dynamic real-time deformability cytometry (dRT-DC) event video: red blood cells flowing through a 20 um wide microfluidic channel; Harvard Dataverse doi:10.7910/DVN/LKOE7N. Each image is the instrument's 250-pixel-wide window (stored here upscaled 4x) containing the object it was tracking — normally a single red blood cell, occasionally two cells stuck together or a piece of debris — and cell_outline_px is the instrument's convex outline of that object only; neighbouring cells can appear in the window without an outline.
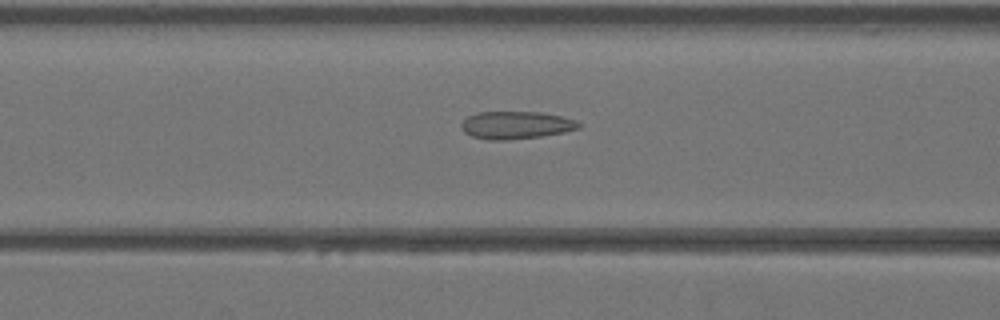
{"species": "Egyptian fruit bat (a non-hibernating species)", "species_latin": "Rousettus aegyptiacus", "temperature_condition": "warm", "stored_images_in_passage": 28, "camera_frame_rate_fps": 3000, "um_per_image_px": 0.085, "animal": {"sex": "female"}, "frame": {"image": 1, "passage_image": 10, "time_ms": 3.0, "image_size_px": [1000, 320], "cell_outline_px": [[584, 124], [580, 128], [564, 132], [540, 136], [504, 140], [488, 140], [472, 136], [464, 132], [460, 128], [460, 124], [468, 116], [476, 112], [540, 112], [560, 116], [576, 120]], "centroid_in_image_um": [43.86, 10.63], "position_along_channel_um": 122.7, "area_um2": 18.96}}
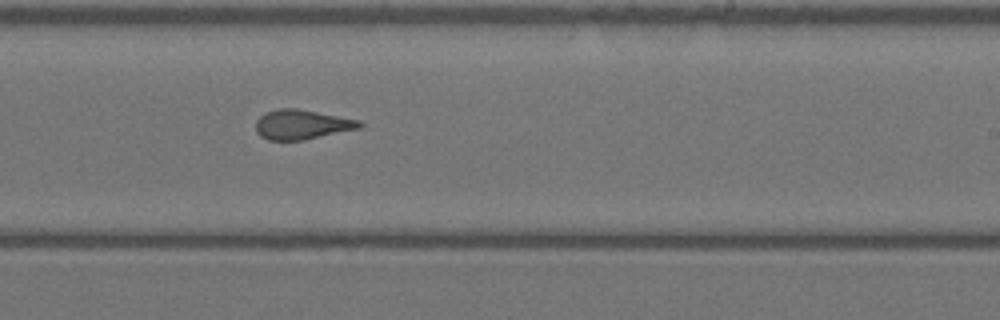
{"frame": {"image": 2, "passage_image": 19, "time_ms": 6.0, "image_size_px": [1000, 320], "cell_outline_px": [[364, 124], [360, 128], [304, 140], [268, 140], [260, 136], [256, 132], [256, 120], [260, 116], [268, 112], [280, 108], [300, 108], [360, 120]], "centroid_in_image_um": [25.67, 10.58], "position_along_channel_um": 263.3, "area_um2": 18.03}}
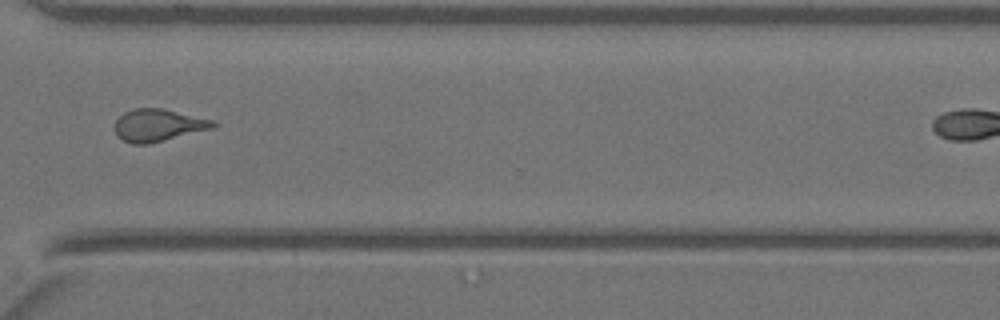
{"frame": {"image": 3, "passage_image": 25, "time_ms": 8.0, "image_size_px": [1000, 320], "cell_outline_px": [[216, 128], [148, 144], [132, 144], [116, 136], [116, 120], [124, 112], [136, 108], [160, 108], [212, 120], [216, 124]], "centroid_in_image_um": [13.45, 10.66], "position_along_channel_um": 357.2, "area_um2": 18.32}}